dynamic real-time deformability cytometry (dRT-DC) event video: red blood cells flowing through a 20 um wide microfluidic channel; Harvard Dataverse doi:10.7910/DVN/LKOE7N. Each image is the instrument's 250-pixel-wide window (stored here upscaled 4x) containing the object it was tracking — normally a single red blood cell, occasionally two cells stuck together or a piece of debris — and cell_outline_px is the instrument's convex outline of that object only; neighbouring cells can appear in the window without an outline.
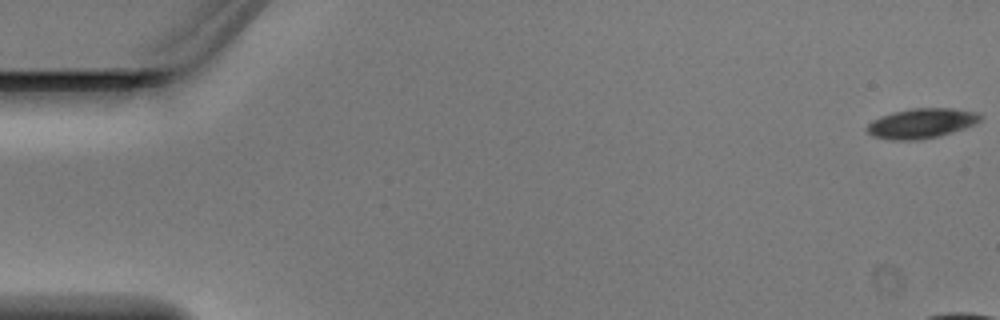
{"species": "Egyptian fruit bat (a non-hibernating species)", "species_latin": "Rousettus aegyptiacus", "temperature_condition": "warm", "stored_images_in_passage": 5, "segment_of_instrument_passage": [2, 2], "camera_frame_rate_fps": 3000, "um_per_image_px": 0.085, "animal": {"sex": "male"}, "frame": {"image": 1, "passage_image": 5, "time_ms": 1.333, "image_size_px": [1000, 320], "cell_outline_px": [[984, 116], [976, 124], [940, 136], [920, 140], [892, 140], [872, 136], [864, 128], [872, 120], [880, 116], [892, 112], [912, 108], [952, 108], [976, 112]], "centroid_in_image_um": [78.31, 10.48], "position_along_channel_um": 6.7, "area_um2": 19.94}}